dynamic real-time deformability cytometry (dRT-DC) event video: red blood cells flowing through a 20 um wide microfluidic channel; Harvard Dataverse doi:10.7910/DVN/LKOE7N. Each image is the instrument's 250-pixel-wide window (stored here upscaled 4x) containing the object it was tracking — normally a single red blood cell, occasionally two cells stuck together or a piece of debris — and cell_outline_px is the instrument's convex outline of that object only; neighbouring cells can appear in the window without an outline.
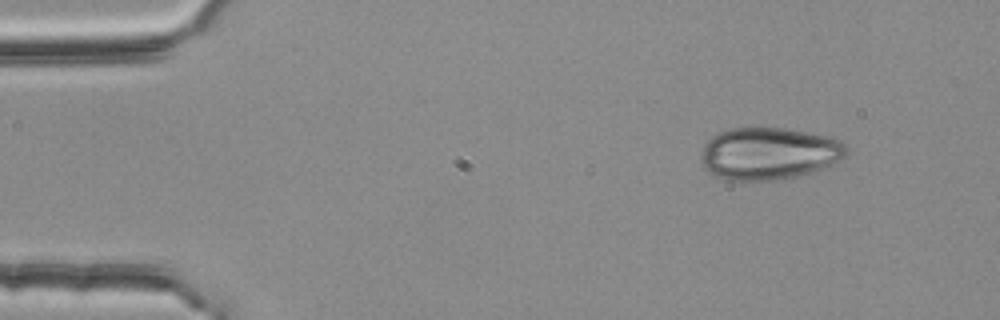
{"species": "common noctule bat (a hibernating species)", "species_latin": "Nyctalus noctula", "temperature_condition": "room temperature", "stored_images_in_passage": 49, "camera_frame_rate_fps": 3000, "um_per_image_px": 0.085, "animal": {"sex": "female", "body_mass_g": 25.1}, "frame": {"image": 1, "passage_image": 1, "time_ms": 0.0, "image_size_px": [1000, 320], "cell_outline_px": [[848, 152], [844, 156], [812, 172], [772, 180], [728, 180], [716, 176], [708, 172], [704, 168], [700, 160], [700, 156], [704, 144], [712, 136], [720, 132], [732, 128], [784, 128], [808, 132], [828, 136], [840, 140], [848, 148]], "centroid_in_image_um": [65.3, 13.03], "position_along_channel_um": 19.7, "area_um2": 43.87}}
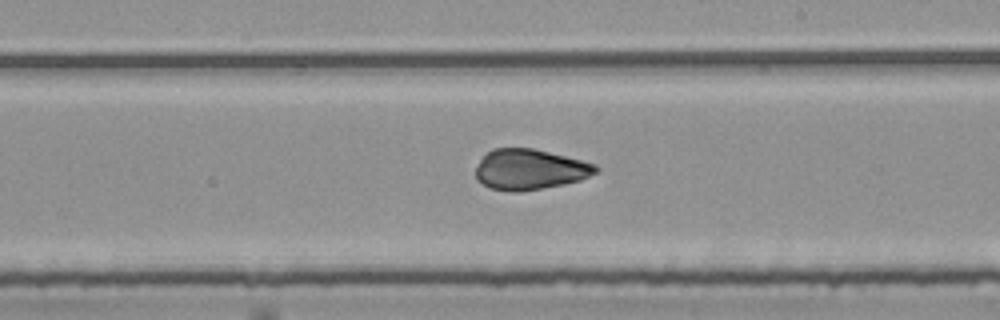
{"frame": {"image": 2, "passage_image": 26, "time_ms": 8.333, "image_size_px": [1000, 320], "cell_outline_px": [[600, 168], [596, 172], [580, 180], [564, 184], [520, 192], [512, 192], [488, 188], [476, 180], [476, 168], [480, 160], [492, 148], [532, 148], [596, 164]], "centroid_in_image_um": [45.0, 14.41], "position_along_channel_um": 244.0, "area_um2": 28.26}}
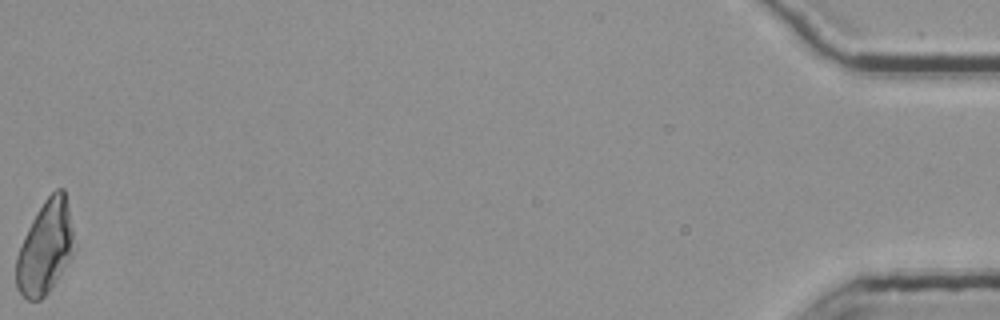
{"frame": {"image": 3, "passage_image": 49, "time_ms": 16.0, "image_size_px": [1000, 320], "cell_outline_px": [[72, 240], [68, 260], [56, 280], [48, 292], [40, 300], [28, 300], [16, 288], [16, 256], [24, 236], [32, 220], [44, 200], [56, 188], [64, 188], [68, 208], [72, 232]], "centroid_in_image_um": [3.79, 21.04], "position_along_channel_um": 431.4, "area_um2": 30.4}, "authors_computed_cell_mechanics": {"area_um2": 29.8248, "velocity_mm_per_s": 3.7832, "shape_relaxation_time_tau1_ms": 5.7584, "shape_relaxation_time_tau2_ms": 1.1251, "deformation_change_tau1": 0.1631, "deformation_change_tau2": 0.0551}}